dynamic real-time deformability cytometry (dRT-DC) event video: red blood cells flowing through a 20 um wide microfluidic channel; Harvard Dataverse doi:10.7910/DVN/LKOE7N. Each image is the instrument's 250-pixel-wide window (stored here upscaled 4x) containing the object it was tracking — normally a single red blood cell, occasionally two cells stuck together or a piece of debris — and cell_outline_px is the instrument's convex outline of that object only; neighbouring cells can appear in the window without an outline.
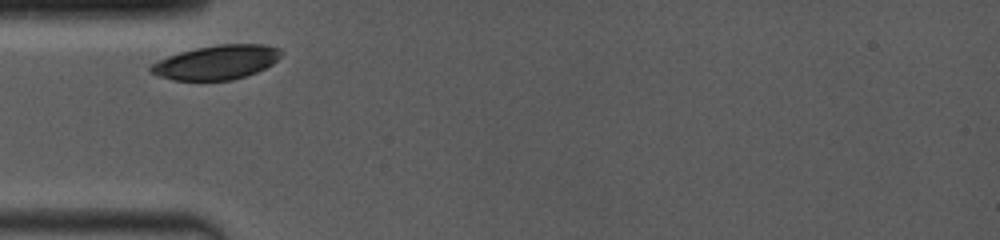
{"species": "common noctule bat (a hibernating species)", "species_latin": "Nyctalus noctula", "temperature_condition": "room temperature", "stored_images_in_passage": 2, "camera_frame_rate_fps": 4000, "um_per_image_px": 0.085, "animal": {"sex": "female", "body_mass_g": 19.0, "forearm_length_mm": 53.3}, "frame": {"image": 1, "passage_image": 1, "time_ms": 0.0, "image_size_px": [1000, 240], "cell_outline_px": [[284, 52], [272, 64], [256, 72], [232, 80], [172, 80], [148, 72], [148, 68], [152, 64], [168, 56], [180, 52], [196, 48], [220, 44], [264, 44], [280, 48]], "centroid_in_image_um": [18.41, 5.29], "position_along_channel_um": 66.6, "area_um2": 25.89}}